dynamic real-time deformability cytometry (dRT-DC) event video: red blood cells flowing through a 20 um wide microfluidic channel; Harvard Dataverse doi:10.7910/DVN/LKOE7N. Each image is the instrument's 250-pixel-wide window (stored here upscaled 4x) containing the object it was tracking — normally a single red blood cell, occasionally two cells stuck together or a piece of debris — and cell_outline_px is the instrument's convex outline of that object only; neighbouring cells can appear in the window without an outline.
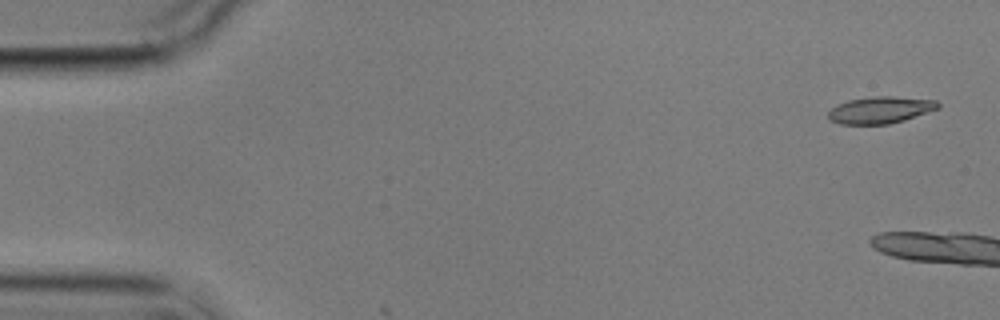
{"species": "common noctule bat (a hibernating species)", "species_latin": "Nyctalus noctula", "temperature_condition": "cold", "stored_images_in_passage": 18, "camera_frame_rate_fps": 3000, "um_per_image_px": 0.085, "animal": {"sex": "male", "body_mass_g": 17.9}, "frame": {"image": 1, "passage_image": 1, "time_ms": 0.0, "image_size_px": [1000, 320], "cell_outline_px": [[940, 108], [904, 120], [888, 124], [840, 124], [828, 120], [828, 112], [836, 104], [848, 100], [876, 96], [892, 96], [936, 100], [940, 104]], "centroid_in_image_um": [74.81, 9.35], "position_along_channel_um": 10.2, "area_um2": 17.22}}
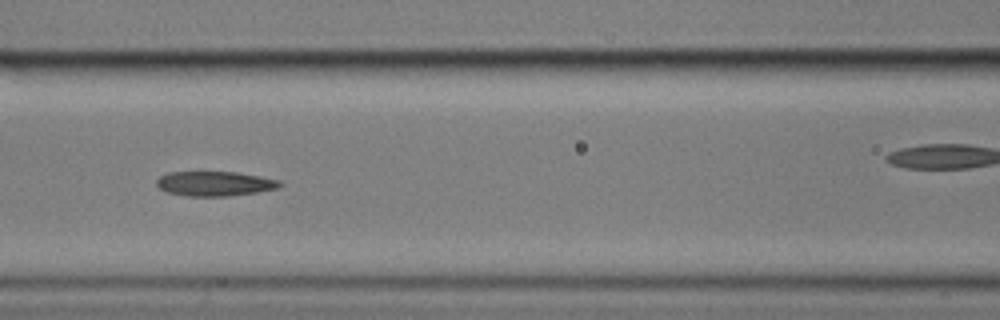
{"frame": {"image": 2, "passage_image": 8, "time_ms": 9.0, "image_size_px": [1000, 320], "cell_outline_px": [[284, 184], [280, 188], [256, 192], [228, 196], [184, 196], [168, 192], [160, 188], [156, 184], [156, 180], [160, 176], [168, 172], [236, 172], [260, 176], [280, 180]], "centroid_in_image_um": [18.28, 15.61], "position_along_channel_um": 148.3, "area_um2": 17.8}}
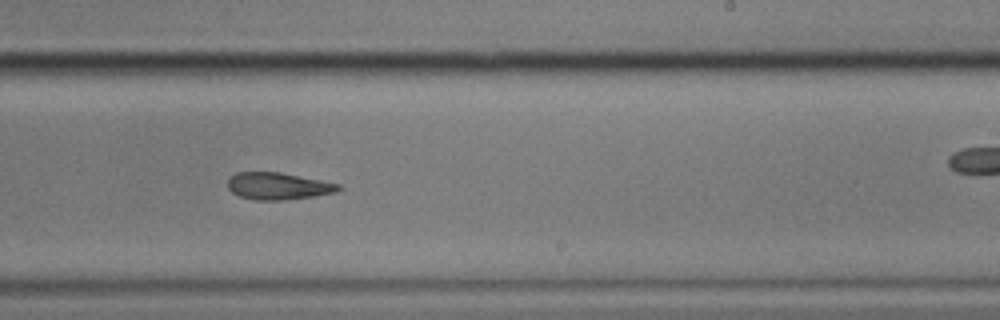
{"frame": {"image": 3, "passage_image": 11, "time_ms": 12.333, "image_size_px": [1000, 320], "cell_outline_px": [[344, 188], [336, 192], [312, 196], [284, 200], [256, 200], [240, 196], [232, 192], [228, 188], [228, 176], [236, 172], [280, 172], [340, 184]], "centroid_in_image_um": [23.63, 15.81], "position_along_channel_um": 265.4, "area_um2": 17.46}, "authors_computed_cell_mechanics": {"area_um2": 18.9873, "velocity_mm_per_s": 3.5198, "shape_relaxation_time_tau1_ms": 11.23, "shape_relaxation_time_tau2_ms": 3.167, "deformation_change_tau1": 0.2393, "deformation_change_tau2": 0.0758}}